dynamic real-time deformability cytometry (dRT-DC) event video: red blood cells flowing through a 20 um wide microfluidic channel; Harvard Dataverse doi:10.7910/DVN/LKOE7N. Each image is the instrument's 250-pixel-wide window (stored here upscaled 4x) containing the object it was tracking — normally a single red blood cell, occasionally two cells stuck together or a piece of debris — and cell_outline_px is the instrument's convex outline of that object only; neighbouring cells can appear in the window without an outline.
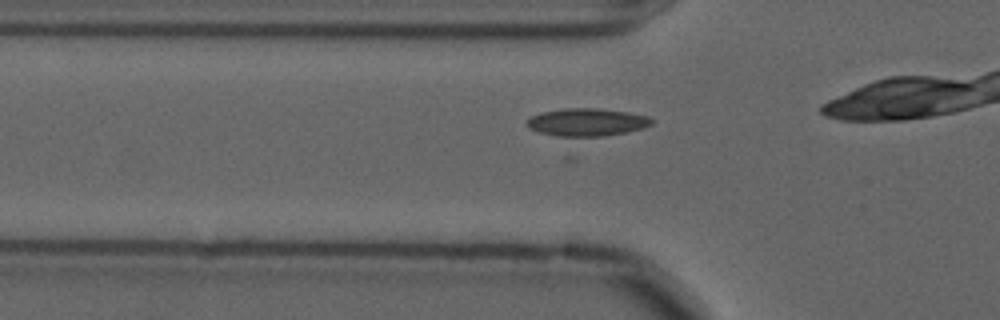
{"species": "common noctule bat (a hibernating species)", "species_latin": "Nyctalus noctula", "temperature_condition": "cold", "stored_images_in_passage": 13, "camera_frame_rate_fps": 3000, "um_per_image_px": 0.085, "animal": {"sex": "male", "forearm_length_mm": 52.5}, "frame": {"image": 1, "passage_image": 7, "time_ms": 2.0, "image_size_px": [1000, 320], "cell_outline_px": [[652, 124], [644, 128], [628, 132], [604, 136], [572, 140], [564, 140], [528, 128], [524, 124], [524, 120], [540, 112], [564, 108], [600, 108], [628, 112], [648, 116], [652, 120]], "centroid_in_image_um": [49.8, 10.44], "position_along_channel_um": 76.0, "area_um2": 21.33}}